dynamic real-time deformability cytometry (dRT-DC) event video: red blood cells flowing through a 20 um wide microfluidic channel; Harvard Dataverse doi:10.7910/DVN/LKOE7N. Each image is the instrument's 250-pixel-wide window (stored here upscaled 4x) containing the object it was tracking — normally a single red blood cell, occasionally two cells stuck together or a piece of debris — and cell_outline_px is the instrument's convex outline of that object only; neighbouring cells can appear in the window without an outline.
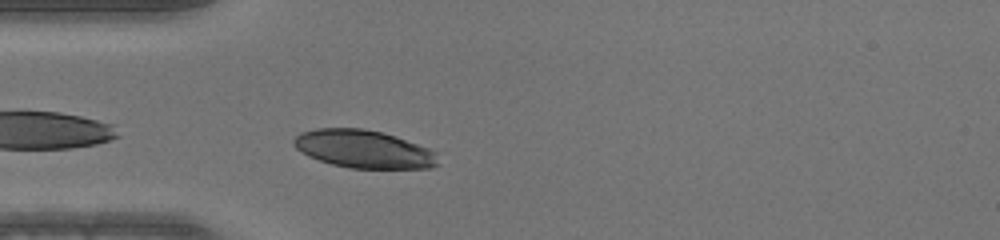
{"species": "human", "species_latin": "Homo sapiens", "temperature_condition": "warm", "stored_images_in_passage": 36, "camera_frame_rate_fps": 3000, "um_per_image_px": 0.085, "donor": {"sex": "male"}, "frame": {"image": 1, "passage_image": 2, "time_ms": 0.333, "image_size_px": [1000, 240], "cell_outline_px": [[440, 164], [432, 168], [348, 168], [332, 164], [308, 156], [296, 148], [292, 144], [292, 140], [300, 132], [316, 128], [364, 128], [396, 136], [428, 148], [436, 152]], "centroid_in_image_um": [30.91, 12.67], "position_along_channel_um": 54.1, "area_um2": 32.02}}
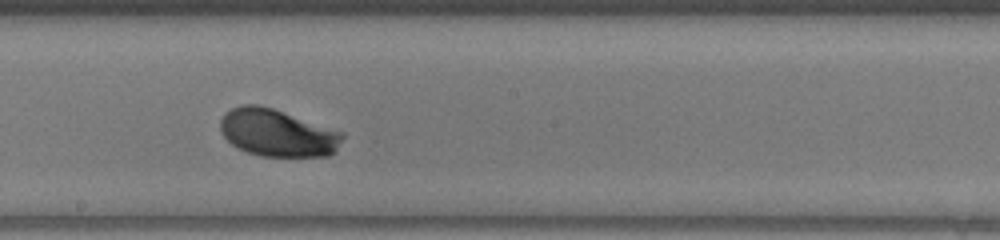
{"frame": {"image": 2, "passage_image": 15, "time_ms": 4.667, "image_size_px": [1000, 240], "cell_outline_px": [[344, 136], [336, 152], [328, 156], [260, 156], [236, 148], [224, 136], [220, 128], [220, 120], [224, 112], [240, 104], [256, 104], [272, 108], [344, 132]], "centroid_in_image_um": [23.58, 11.29], "position_along_channel_um": 224.6, "area_um2": 33.81}}
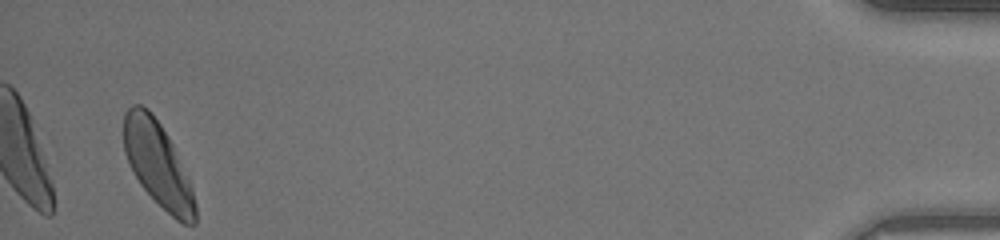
{"frame": {"image": 3, "passage_image": 36, "time_ms": 11.667, "image_size_px": [1000, 240], "cell_outline_px": [[196, 224], [184, 224], [176, 220], [140, 184], [132, 172], [128, 164], [124, 152], [124, 112], [132, 104], [140, 104], [148, 108], [152, 112], [168, 136], [172, 144], [192, 188], [196, 204]], "centroid_in_image_um": [13.39, 13.93], "position_along_channel_um": 421.8, "area_um2": 34.91}}